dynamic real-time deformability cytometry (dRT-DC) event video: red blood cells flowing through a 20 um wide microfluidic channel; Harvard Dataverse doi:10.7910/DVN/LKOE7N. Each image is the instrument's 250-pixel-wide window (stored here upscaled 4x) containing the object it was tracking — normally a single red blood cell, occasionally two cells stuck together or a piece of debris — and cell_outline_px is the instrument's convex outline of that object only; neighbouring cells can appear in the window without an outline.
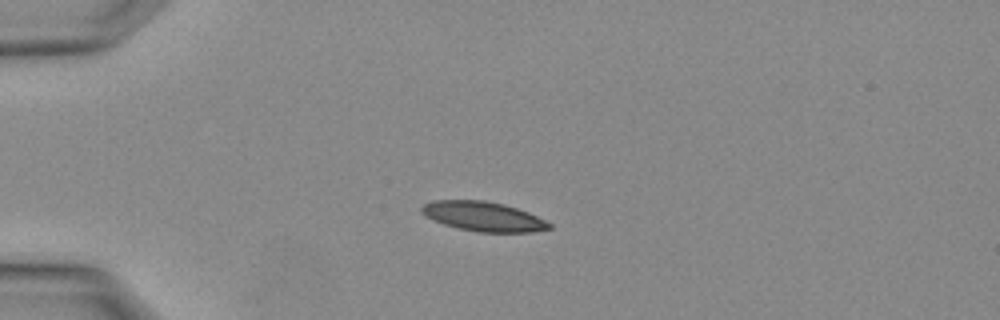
{"species": "Egyptian fruit bat (a non-hibernating species)", "species_latin": "Rousettus aegyptiacus", "temperature_condition": "warm", "stored_images_in_passage": 3, "camera_frame_rate_fps": 3000, "um_per_image_px": 0.085, "animal": {"sex": "female"}, "frame": {"image": 1, "passage_image": 2, "time_ms": 0.333, "image_size_px": [1000, 320], "cell_outline_px": [[552, 228], [532, 232], [480, 232], [460, 228], [444, 224], [424, 216], [420, 212], [420, 208], [424, 204], [436, 200], [484, 200], [504, 204], [528, 212], [552, 224]], "centroid_in_image_um": [41.07, 18.39], "position_along_channel_um": 43.9, "area_um2": 21.85}}
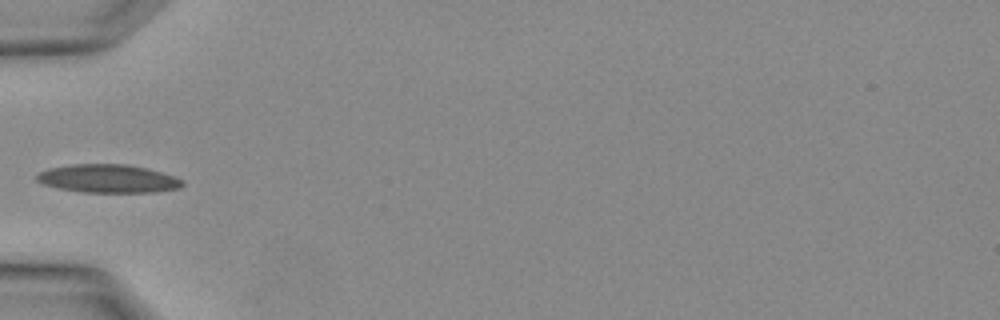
{"frame": {"image": 2, "passage_image": 3, "time_ms": 0.667, "image_size_px": [1000, 320], "cell_outline_px": [[184, 184], [180, 188], [156, 192], [80, 192], [60, 188], [44, 184], [36, 180], [36, 176], [40, 172], [48, 168], [72, 164], [128, 164], [160, 172], [184, 180]], "centroid_in_image_um": [9.19, 15.18], "position_along_channel_um": 75.8, "area_um2": 23.87}}